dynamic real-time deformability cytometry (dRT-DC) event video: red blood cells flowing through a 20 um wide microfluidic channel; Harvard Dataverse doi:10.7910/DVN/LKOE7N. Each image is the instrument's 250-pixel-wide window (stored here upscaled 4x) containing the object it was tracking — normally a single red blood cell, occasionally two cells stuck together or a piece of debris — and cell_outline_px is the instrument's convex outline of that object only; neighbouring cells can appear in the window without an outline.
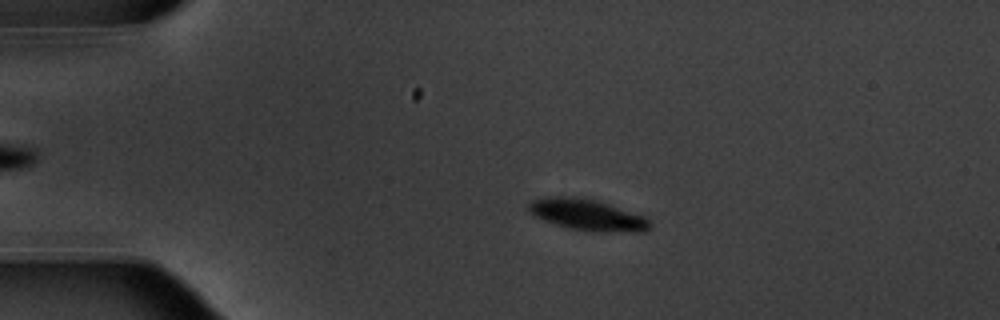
{"species": "common noctule bat (a hibernating species)", "species_latin": "Nyctalus noctula", "temperature_condition": "warm", "stored_images_in_passage": 55, "camera_frame_rate_fps": 3000, "um_per_image_px": 0.085, "animal": {"sex": "male", "body_mass_g": 20.1, "forearm_length_mm": 53.5}, "frame": {"image": 1, "passage_image": 12, "time_ms": 3.667, "image_size_px": [1000, 320], "cell_outline_px": [[652, 228], [648, 232], [592, 232], [568, 228], [544, 220], [528, 212], [528, 204], [532, 200], [548, 196], [572, 196], [596, 200], [648, 216], [652, 224]], "centroid_in_image_um": [50.01, 18.27], "position_along_channel_um": 35.0, "area_um2": 22.66}}
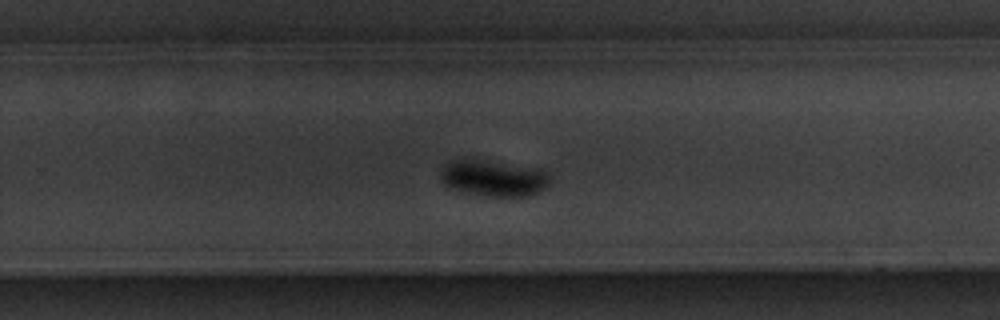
{"frame": {"image": 2, "passage_image": 36, "time_ms": 11.667, "image_size_px": [1000, 320], "cell_outline_px": [[548, 184], [544, 188], [528, 196], [488, 196], [452, 188], [444, 184], [440, 180], [440, 172], [452, 160], [464, 156], [540, 168], [548, 176]], "centroid_in_image_um": [41.91, 15.09], "position_along_channel_um": 287.9, "area_um2": 23.18}}
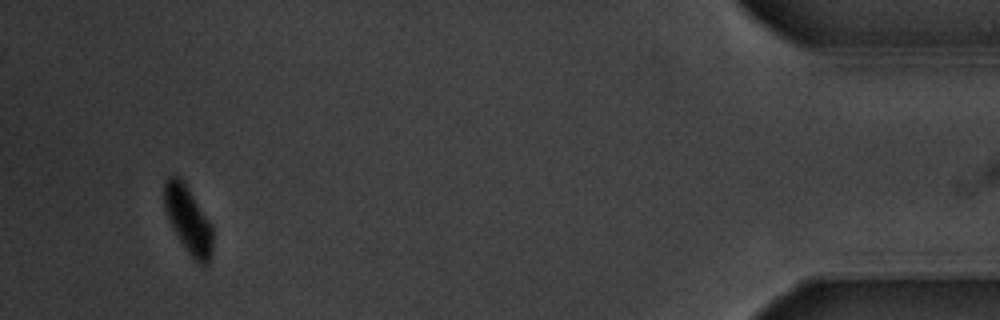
{"frame": {"image": 3, "passage_image": 52, "time_ms": 17.0, "image_size_px": [1000, 320], "cell_outline_px": [[212, 256], [208, 264], [200, 264], [184, 248], [172, 228], [164, 208], [164, 180], [168, 176], [180, 176], [212, 224]], "centroid_in_image_um": [15.99, 18.67], "position_along_channel_um": 419.2, "area_um2": 18.96}, "authors_computed_cell_mechanics": {"area_um2": 21.7906, "velocity_mm_per_s": 3.7388, "shape_relaxation_time_tau1_ms": 1.486, "shape_relaxation_time_tau2_ms": null, "deformation_change_tau1": 0.139, "deformation_change_tau2": null}}